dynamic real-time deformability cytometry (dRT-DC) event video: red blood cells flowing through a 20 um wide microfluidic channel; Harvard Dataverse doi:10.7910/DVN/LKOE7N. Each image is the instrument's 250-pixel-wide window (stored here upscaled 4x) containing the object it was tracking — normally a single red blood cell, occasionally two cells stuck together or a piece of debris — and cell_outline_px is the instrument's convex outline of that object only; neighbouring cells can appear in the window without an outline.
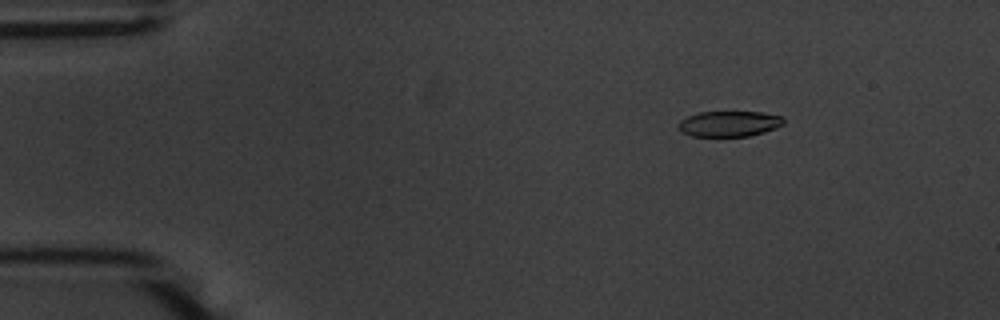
{"species": "common noctule bat (a hibernating species)", "species_latin": "Nyctalus noctula", "temperature_condition": "warm", "stored_images_in_passage": 55, "camera_frame_rate_fps": 3000, "um_per_image_px": 0.085, "animal": {"sex": "male", "body_mass_g": 20.1, "forearm_length_mm": 53.5}, "frame": {"image": 1, "passage_image": 8, "time_ms": 2.333, "image_size_px": [1000, 320], "cell_outline_px": [[784, 124], [776, 128], [764, 132], [748, 136], [692, 136], [680, 132], [676, 124], [680, 120], [688, 116], [700, 112], [760, 112], [784, 116]], "centroid_in_image_um": [61.97, 10.52], "position_along_channel_um": 23.0, "area_um2": 15.84}}
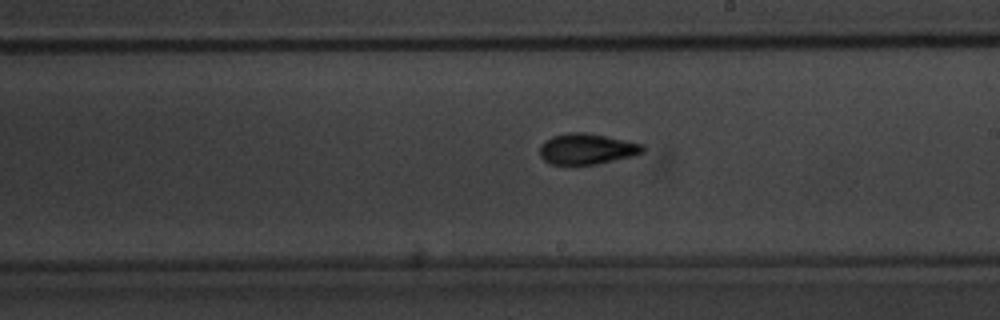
{"frame": {"image": 2, "passage_image": 32, "time_ms": 10.333, "image_size_px": [1000, 320], "cell_outline_px": [[644, 152], [632, 156], [596, 164], [552, 164], [544, 160], [540, 156], [540, 144], [544, 140], [552, 136], [568, 132], [588, 132], [644, 144]], "centroid_in_image_um": [49.87, 12.64], "position_along_channel_um": 239.1, "area_um2": 18.55}}
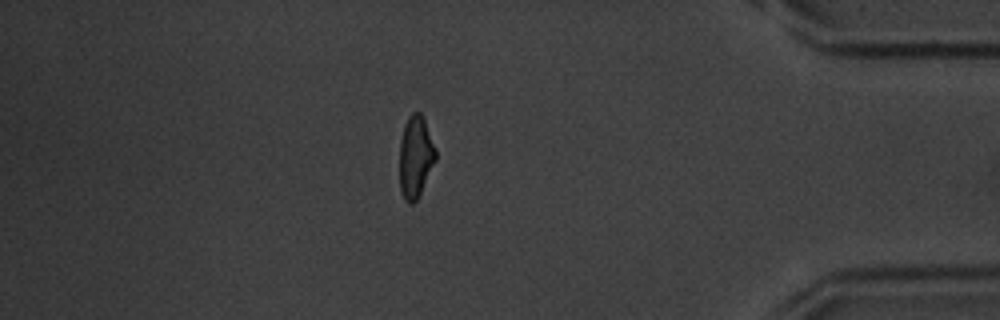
{"frame": {"image": 3, "passage_image": 48, "time_ms": 15.667, "image_size_px": [1000, 320], "cell_outline_px": [[436, 160], [416, 200], [412, 204], [408, 204], [404, 200], [400, 192], [400, 140], [404, 124], [408, 116], [412, 112], [420, 112], [424, 116], [436, 148]], "centroid_in_image_um": [35.32, 13.29], "position_along_channel_um": 399.9, "area_um2": 17.46}, "authors_computed_cell_mechanics": {"area_um2": 17.629, "velocity_mm_per_s": 3.6711, "shape_relaxation_time_tau1_ms": 3.105, "shape_relaxation_time_tau2_ms": 1.9244, "deformation_change_tau1": 0.1491, "deformation_change_tau2": 0.0765}}